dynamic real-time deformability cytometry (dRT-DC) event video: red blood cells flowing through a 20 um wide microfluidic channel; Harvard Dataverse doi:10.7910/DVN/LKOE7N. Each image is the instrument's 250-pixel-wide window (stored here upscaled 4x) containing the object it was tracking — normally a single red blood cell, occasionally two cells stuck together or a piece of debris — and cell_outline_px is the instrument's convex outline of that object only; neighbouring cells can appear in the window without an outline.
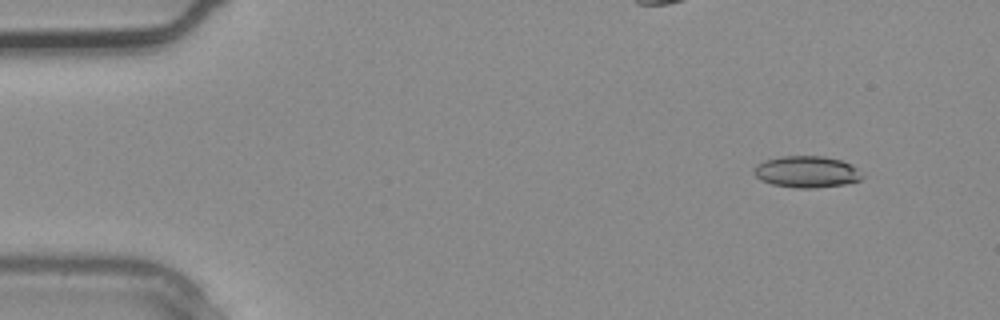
{"species": "common noctule bat (a hibernating species)", "species_latin": "Nyctalus noctula", "temperature_condition": "warm", "stored_images_in_passage": 3, "camera_frame_rate_fps": 3000, "um_per_image_px": 0.085, "animal": {"sex": "male", "body_mass_g": 20.4}, "frame": {"image": 1, "passage_image": 1, "time_ms": 0.0, "image_size_px": [1000, 320], "cell_outline_px": [[864, 176], [860, 180], [844, 184], [816, 188], [792, 188], [772, 184], [760, 180], [752, 172], [752, 168], [756, 164], [764, 160], [780, 156], [824, 156], [840, 160], [852, 164]], "centroid_in_image_um": [68.52, 14.6], "position_along_channel_um": 16.5, "area_um2": 20.17}}
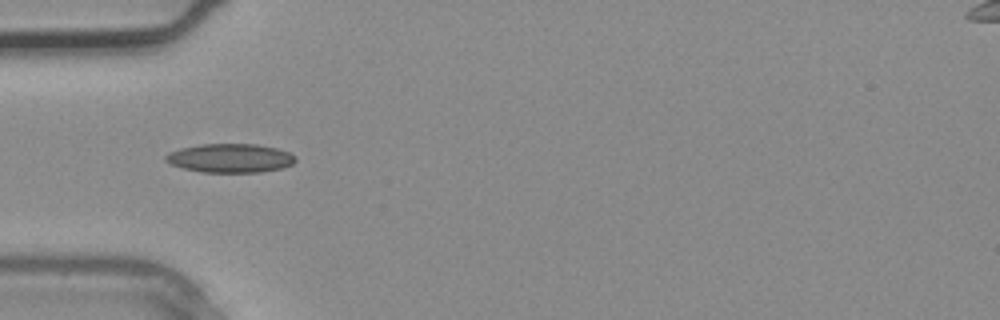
{"frame": {"image": 2, "passage_image": 3, "time_ms": 0.667, "image_size_px": [1000, 320], "cell_outline_px": [[296, 160], [292, 164], [284, 168], [260, 172], [204, 172], [184, 168], [172, 164], [164, 160], [164, 156], [168, 152], [180, 148], [200, 144], [256, 144], [276, 148], [288, 152], [296, 156]], "centroid_in_image_um": [19.57, 13.43], "position_along_channel_um": 65.4, "area_um2": 21.85}}